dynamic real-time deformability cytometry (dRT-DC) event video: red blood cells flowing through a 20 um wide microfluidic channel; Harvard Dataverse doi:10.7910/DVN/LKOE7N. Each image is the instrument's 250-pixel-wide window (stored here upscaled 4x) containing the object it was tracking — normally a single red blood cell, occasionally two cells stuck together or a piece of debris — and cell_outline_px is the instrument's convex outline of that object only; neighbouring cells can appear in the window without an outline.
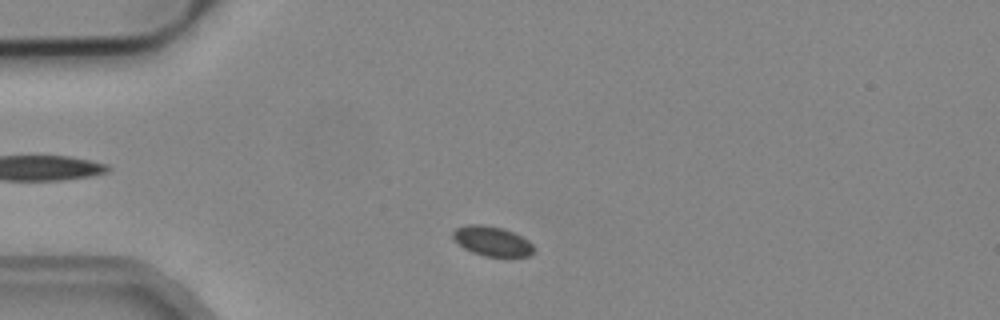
{"species": "common noctule bat (a hibernating species)", "species_latin": "Nyctalus noctula", "temperature_condition": "cold", "stored_images_in_passage": 5, "camera_frame_rate_fps": 3000, "um_per_image_px": 0.085, "animal": {"sex": "male", "body_mass_g": 19.2, "forearm_length_mm": 51.8}, "frame": {"image": 1, "passage_image": 1, "time_ms": 0.0, "image_size_px": [1000, 320], "cell_outline_px": [[532, 252], [528, 256], [484, 256], [472, 252], [464, 248], [452, 236], [452, 232], [456, 228], [468, 224], [484, 224], [504, 228], [528, 240], [532, 244]], "centroid_in_image_um": [41.8, 20.48], "position_along_channel_um": 43.2, "area_um2": 13.81}}
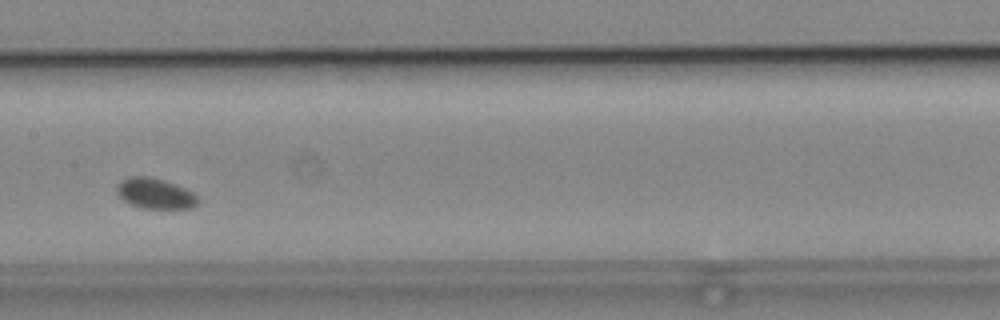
{"frame": {"image": 2, "passage_image": 5, "time_ms": 1.333, "image_size_px": [1000, 320], "cell_outline_px": [[200, 200], [192, 208], [144, 208], [132, 204], [124, 200], [116, 192], [116, 188], [120, 180], [128, 176], [148, 176], [184, 188], [192, 192]], "centroid_in_image_um": [13.16, 16.44], "position_along_channel_um": 194.2, "area_um2": 14.1}}